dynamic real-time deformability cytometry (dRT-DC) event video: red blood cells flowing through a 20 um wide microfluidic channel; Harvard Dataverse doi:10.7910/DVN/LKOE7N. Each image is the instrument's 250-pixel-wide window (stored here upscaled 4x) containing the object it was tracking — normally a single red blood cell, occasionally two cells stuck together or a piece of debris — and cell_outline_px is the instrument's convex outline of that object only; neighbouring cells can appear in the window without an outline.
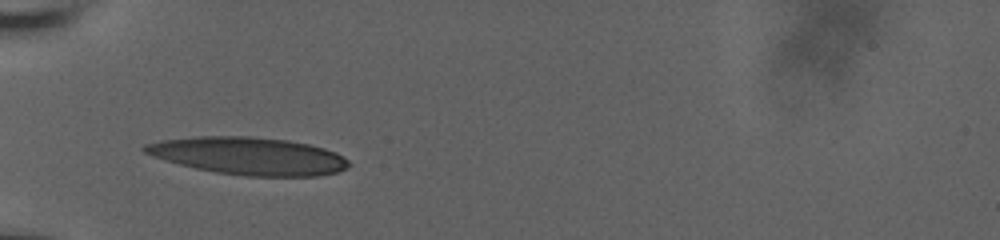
{"species": "human", "species_latin": "Homo sapiens", "temperature_condition": "room temperature", "stored_images_in_passage": 8, "camera_frame_rate_fps": 3000, "um_per_image_px": 0.085, "donor": {"sex": "male"}, "frame": {"image": 1, "passage_image": 4, "time_ms": 2.667, "image_size_px": [1000, 240], "cell_outline_px": [[352, 164], [348, 168], [336, 172], [316, 176], [244, 176], [216, 172], [196, 168], [180, 164], [144, 152], [140, 148], [144, 144], [160, 140], [196, 136], [248, 136], [288, 140], [308, 144], [324, 148], [336, 152], [344, 156]], "centroid_in_image_um": [21.17, 13.25], "position_along_channel_um": 63.8, "area_um2": 44.56}}
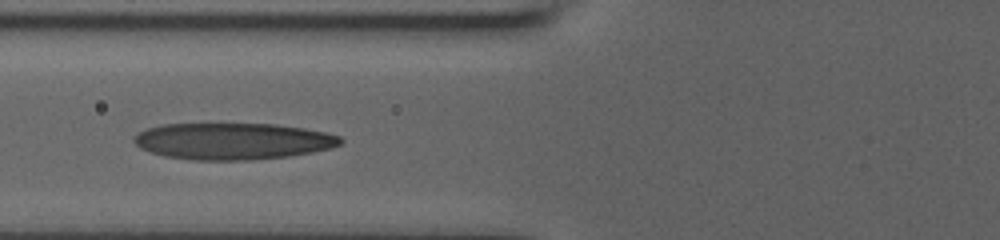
{"frame": {"image": 2, "passage_image": 6, "time_ms": 4.0, "image_size_px": [1000, 240], "cell_outline_px": [[344, 144], [332, 148], [312, 152], [288, 156], [252, 160], [192, 160], [164, 156], [140, 148], [132, 140], [136, 132], [148, 128], [164, 124], [276, 124], [304, 128], [328, 132], [340, 136], [344, 140]], "centroid_in_image_um": [19.82, 12.0], "position_along_channel_um": 106.0, "area_um2": 44.39}}
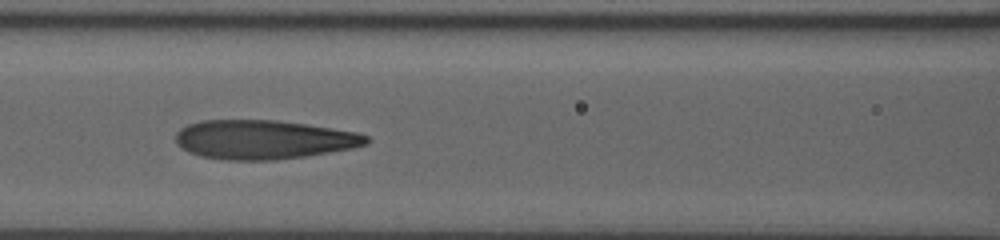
{"frame": {"image": 3, "passage_image": 7, "time_ms": 5.0, "image_size_px": [1000, 240], "cell_outline_px": [[372, 140], [368, 144], [352, 148], [304, 156], [276, 160], [224, 160], [200, 156], [188, 152], [176, 144], [176, 132], [180, 128], [188, 124], [200, 120], [276, 120], [332, 128], [356, 132], [368, 136]], "centroid_in_image_um": [22.38, 11.86], "position_along_channel_um": 144.2, "area_um2": 43.52}}